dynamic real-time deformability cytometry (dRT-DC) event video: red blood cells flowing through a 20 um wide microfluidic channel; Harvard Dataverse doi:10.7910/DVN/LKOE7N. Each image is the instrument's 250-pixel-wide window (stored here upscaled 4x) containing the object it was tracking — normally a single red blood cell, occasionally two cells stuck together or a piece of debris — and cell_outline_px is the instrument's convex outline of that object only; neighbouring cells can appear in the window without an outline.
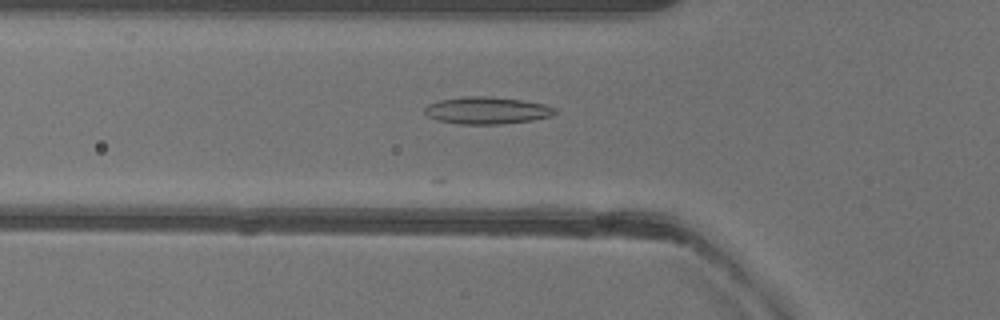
{"species": "common noctule bat (a hibernating species)", "species_latin": "Nyctalus noctula", "temperature_condition": "warm", "stored_images_in_passage": 10, "camera_frame_rate_fps": 3000, "um_per_image_px": 0.085, "animal": {"sex": "female"}, "frame": {"image": 1, "passage_image": 2, "time_ms": 0.333, "image_size_px": [1000, 320], "cell_outline_px": [[556, 112], [552, 116], [532, 120], [500, 124], [460, 124], [440, 120], [428, 116], [424, 112], [424, 108], [428, 104], [440, 100], [464, 96], [488, 96], [524, 100], [544, 104], [556, 108]], "centroid_in_image_um": [41.41, 9.38], "position_along_channel_um": 84.4, "area_um2": 20.58}}
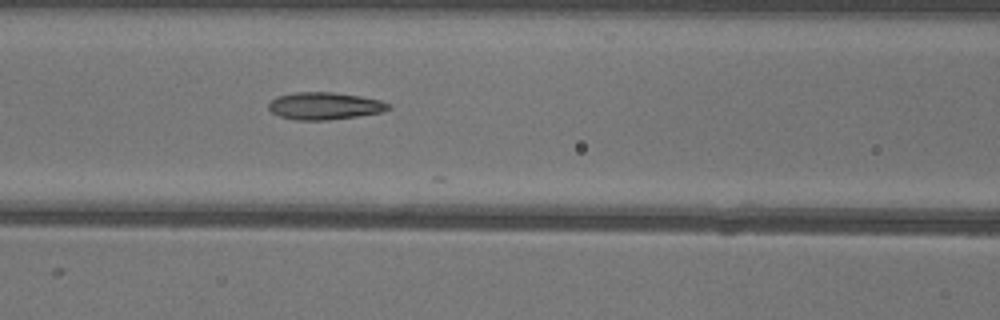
{"frame": {"image": 2, "passage_image": 6, "time_ms": 1.667, "image_size_px": [1000, 320], "cell_outline_px": [[392, 108], [380, 112], [356, 116], [328, 120], [296, 120], [280, 116], [272, 112], [268, 108], [268, 104], [272, 100], [280, 96], [292, 92], [332, 92], [360, 96], [380, 100], [392, 104]], "centroid_in_image_um": [27.61, 9.0], "position_along_channel_um": 139.0, "area_um2": 18.96}}
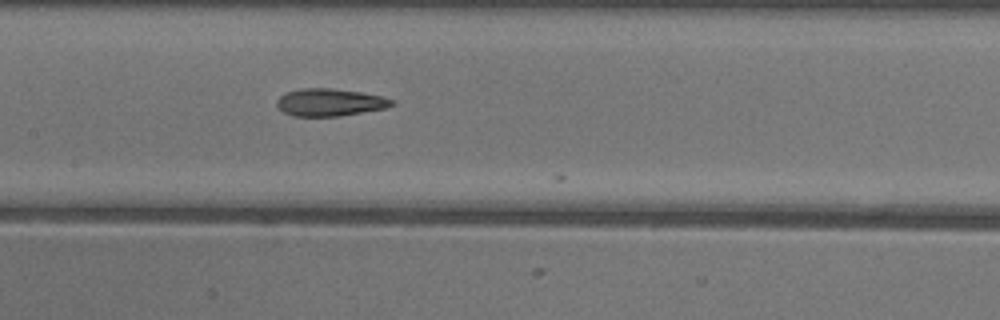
{"frame": {"image": 3, "passage_image": 9, "time_ms": 2.667, "image_size_px": [1000, 320], "cell_outline_px": [[396, 104], [388, 108], [336, 116], [292, 116], [284, 112], [276, 104], [276, 100], [284, 92], [300, 88], [332, 88], [360, 92], [380, 96], [392, 100]], "centroid_in_image_um": [28.01, 8.69], "position_along_channel_um": 179.4, "area_um2": 18.38}}